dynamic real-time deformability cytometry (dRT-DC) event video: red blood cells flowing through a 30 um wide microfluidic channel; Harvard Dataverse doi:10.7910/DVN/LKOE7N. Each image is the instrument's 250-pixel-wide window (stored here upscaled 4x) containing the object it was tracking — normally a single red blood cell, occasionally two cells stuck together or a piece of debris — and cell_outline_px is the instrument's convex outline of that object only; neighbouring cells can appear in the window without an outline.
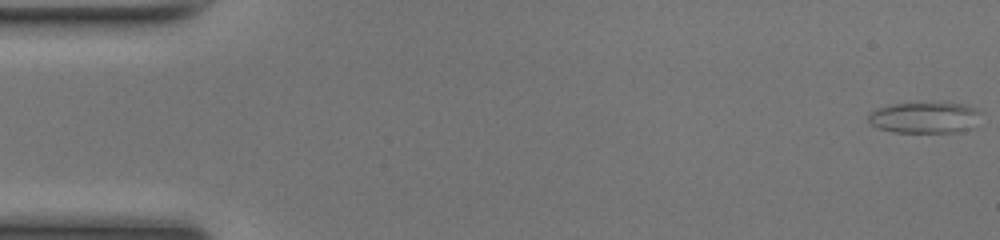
{"species": "common noctule bat (a hibernating species)", "species_latin": "Nyctalus noctula", "temperature_condition": "room temperature", "stored_images_in_passage": 50, "camera_frame_rate_fps": 3000, "um_per_image_px": 0.085, "animal": {"sex": "female", "body_mass_g": 17.0, "forearm_length_mm": 48.0}, "frame": {"image": 1, "passage_image": 1, "time_ms": 0.0, "image_size_px": [1000, 240], "cell_outline_px": [[984, 112], [972, 128], [960, 132], [892, 132], [876, 128], [868, 120], [868, 116], [876, 108], [892, 104], [968, 104]], "centroid_in_image_um": [78.64, 10.01], "position_along_channel_um": 6.4, "area_um2": 20.4}}
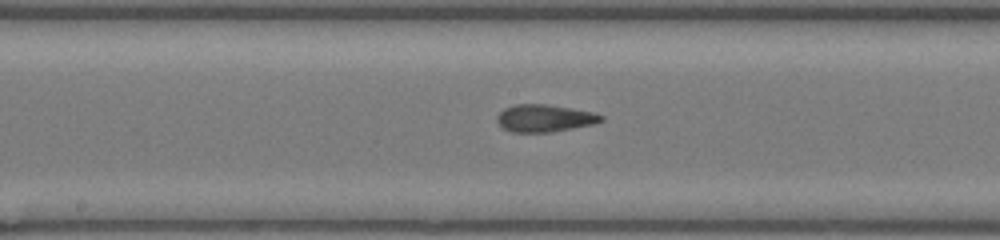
{"frame": {"image": 2, "passage_image": 26, "time_ms": 8.333, "image_size_px": [1000, 240], "cell_outline_px": [[604, 120], [592, 124], [552, 132], [512, 132], [504, 128], [496, 120], [496, 116], [504, 108], [516, 104], [544, 104], [592, 112], [604, 116]], "centroid_in_image_um": [46.26, 10.05], "position_along_channel_um": 201.9, "area_um2": 16.36}}
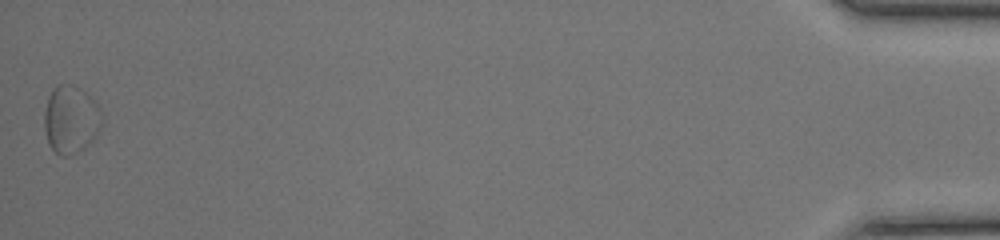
{"frame": {"image": 3, "passage_image": 50, "time_ms": 16.333, "image_size_px": [1000, 240], "cell_outline_px": [[104, 120], [96, 136], [84, 148], [68, 156], [60, 156], [48, 144], [44, 128], [44, 112], [48, 96], [52, 88], [60, 84], [68, 84], [84, 92], [96, 100], [100, 108]], "centroid_in_image_um": [6.03, 10.16], "position_along_channel_um": 429.2, "area_um2": 22.95}, "authors_computed_cell_mechanics": {"area_um2": 16.5019, "velocity_mm_per_s": 4.1529, "shape_relaxation_time_tau1_ms": 3.486, "shape_relaxation_time_tau2_ms": 2.7254, "deformation_change_tau1": 0.0979, "deformation_change_tau2": 0.1011}}